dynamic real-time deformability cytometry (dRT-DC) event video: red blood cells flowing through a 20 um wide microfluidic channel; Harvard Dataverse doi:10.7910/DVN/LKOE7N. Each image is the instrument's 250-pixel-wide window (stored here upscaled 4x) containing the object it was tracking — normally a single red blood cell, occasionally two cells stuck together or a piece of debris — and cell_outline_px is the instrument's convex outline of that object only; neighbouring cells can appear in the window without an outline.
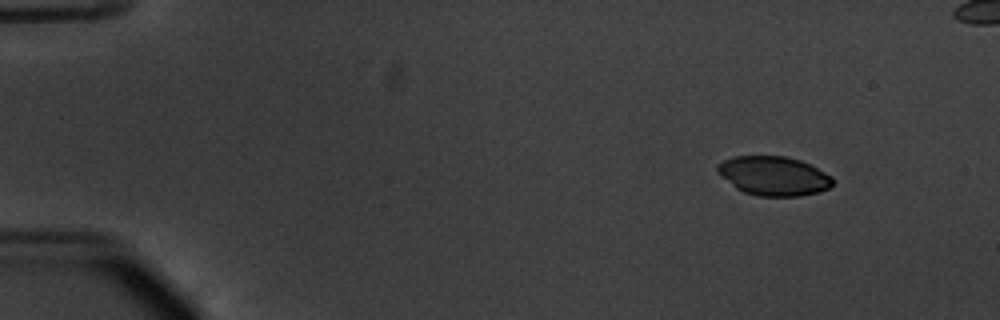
{"species": "common noctule bat (a hibernating species)", "species_latin": "Nyctalus noctula", "temperature_condition": "warm", "stored_images_in_passage": 50, "camera_frame_rate_fps": 3000, "um_per_image_px": 0.085, "animal": {"sex": "male", "body_mass_g": 20.1, "forearm_length_mm": 53.5}, "frame": {"image": 1, "passage_image": 1, "time_ms": 0.0, "image_size_px": [1000, 320], "cell_outline_px": [[832, 184], [828, 188], [816, 192], [800, 196], [756, 196], [744, 192], [736, 188], [720, 176], [716, 172], [716, 168], [724, 160], [732, 156], [784, 156], [800, 160], [832, 176]], "centroid_in_image_um": [65.72, 14.95], "position_along_channel_um": 19.3, "area_um2": 26.13}}
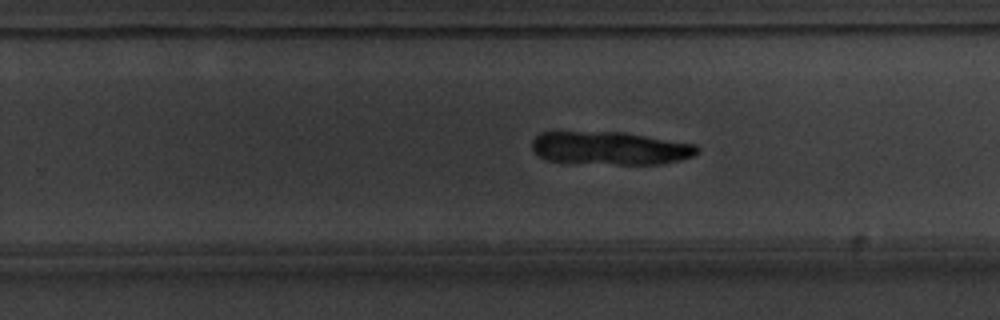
{"frame": {"image": 2, "passage_image": 30, "time_ms": 9.667, "image_size_px": [1000, 320], "cell_outline_px": [[700, 152], [692, 156], [680, 160], [660, 164], [616, 164], [548, 160], [540, 156], [532, 148], [532, 140], [540, 132], [624, 132], [696, 144], [700, 148]], "centroid_in_image_um": [51.92, 12.58], "position_along_channel_um": 277.9, "area_um2": 31.67}}
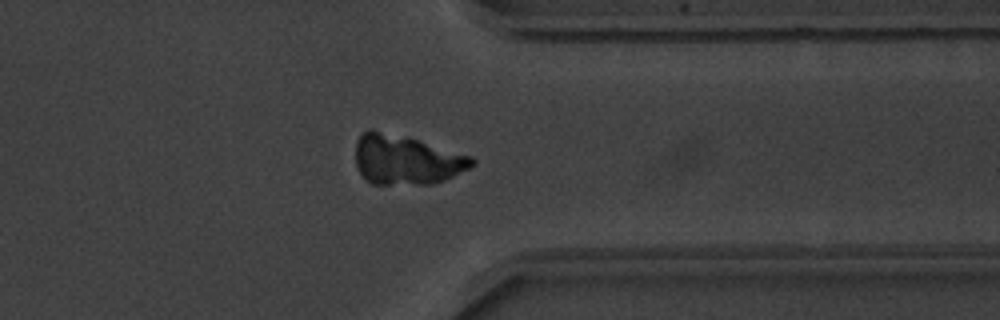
{"frame": {"image": 3, "passage_image": 38, "time_ms": 12.333, "image_size_px": [1000, 320], "cell_outline_px": [[476, 164], [444, 180], [432, 184], [372, 184], [356, 168], [356, 140], [368, 128], [372, 128], [408, 136], [472, 156], [476, 160]], "centroid_in_image_um": [34.52, 13.55], "position_along_channel_um": 376.9, "area_um2": 33.93}}